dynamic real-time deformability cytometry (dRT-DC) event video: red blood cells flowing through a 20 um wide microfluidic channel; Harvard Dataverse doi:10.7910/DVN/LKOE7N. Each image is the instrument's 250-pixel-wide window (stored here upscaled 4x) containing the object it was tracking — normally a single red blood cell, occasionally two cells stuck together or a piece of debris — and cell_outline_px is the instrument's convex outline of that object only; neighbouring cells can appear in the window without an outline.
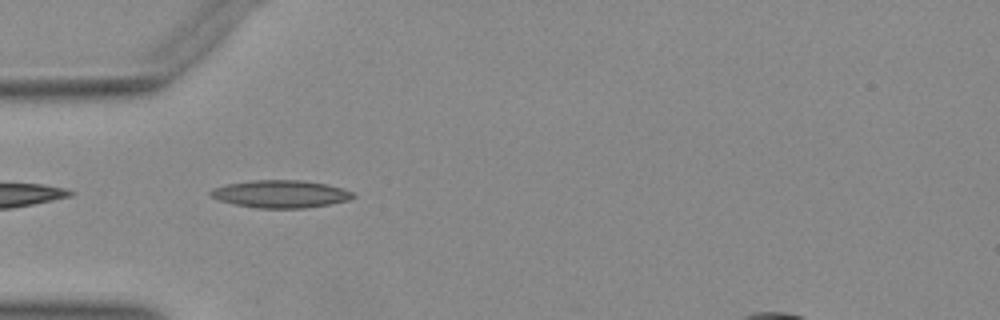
{"species": "Egyptian fruit bat (a non-hibernating species)", "species_latin": "Rousettus aegyptiacus", "temperature_condition": "warm", "stored_images_in_passage": 12, "camera_frame_rate_fps": 3000, "um_per_image_px": 0.085, "animal": {"sex": "female"}, "frame": {"image": 1, "passage_image": 1, "time_ms": 0.0, "image_size_px": [1000, 320], "cell_outline_px": [[356, 196], [348, 200], [328, 204], [304, 208], [256, 208], [236, 204], [220, 200], [212, 196], [208, 192], [212, 188], [228, 184], [256, 180], [300, 180], [324, 184], [340, 188], [352, 192]], "centroid_in_image_um": [23.83, 16.49], "position_along_channel_um": 61.2, "area_um2": 22.48}}